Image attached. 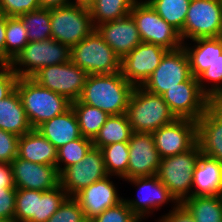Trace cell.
<instances>
[{"instance_id":"obj_1","label":"cell","mask_w":222,"mask_h":222,"mask_svg":"<svg viewBox=\"0 0 222 222\" xmlns=\"http://www.w3.org/2000/svg\"><path fill=\"white\" fill-rule=\"evenodd\" d=\"M134 88L121 71L88 75L78 100L109 115L125 114Z\"/></svg>"},{"instance_id":"obj_2","label":"cell","mask_w":222,"mask_h":222,"mask_svg":"<svg viewBox=\"0 0 222 222\" xmlns=\"http://www.w3.org/2000/svg\"><path fill=\"white\" fill-rule=\"evenodd\" d=\"M16 89L32 129L71 107V102L65 96L39 85L31 77L19 78Z\"/></svg>"},{"instance_id":"obj_3","label":"cell","mask_w":222,"mask_h":222,"mask_svg":"<svg viewBox=\"0 0 222 222\" xmlns=\"http://www.w3.org/2000/svg\"><path fill=\"white\" fill-rule=\"evenodd\" d=\"M126 114L134 133H153L177 119L161 95L142 86H135Z\"/></svg>"},{"instance_id":"obj_4","label":"cell","mask_w":222,"mask_h":222,"mask_svg":"<svg viewBox=\"0 0 222 222\" xmlns=\"http://www.w3.org/2000/svg\"><path fill=\"white\" fill-rule=\"evenodd\" d=\"M122 181L137 190L136 197H124L123 200L140 220L147 221L148 217L151 219L153 217V221H155L156 213L161 212V209H164L162 207L173 209L179 203L157 175Z\"/></svg>"},{"instance_id":"obj_5","label":"cell","mask_w":222,"mask_h":222,"mask_svg":"<svg viewBox=\"0 0 222 222\" xmlns=\"http://www.w3.org/2000/svg\"><path fill=\"white\" fill-rule=\"evenodd\" d=\"M70 61L88 75L114 74L121 71V58L103 40L96 29L70 48Z\"/></svg>"},{"instance_id":"obj_6","label":"cell","mask_w":222,"mask_h":222,"mask_svg":"<svg viewBox=\"0 0 222 222\" xmlns=\"http://www.w3.org/2000/svg\"><path fill=\"white\" fill-rule=\"evenodd\" d=\"M201 154L196 143L186 152L161 158L157 171L158 179L179 203L192 196L193 173Z\"/></svg>"},{"instance_id":"obj_7","label":"cell","mask_w":222,"mask_h":222,"mask_svg":"<svg viewBox=\"0 0 222 222\" xmlns=\"http://www.w3.org/2000/svg\"><path fill=\"white\" fill-rule=\"evenodd\" d=\"M70 61V48L50 38L43 41H30L10 68L19 78L32 77L41 68Z\"/></svg>"},{"instance_id":"obj_8","label":"cell","mask_w":222,"mask_h":222,"mask_svg":"<svg viewBox=\"0 0 222 222\" xmlns=\"http://www.w3.org/2000/svg\"><path fill=\"white\" fill-rule=\"evenodd\" d=\"M142 42L157 44L167 50L181 48L179 32L168 24L146 0H137L130 12Z\"/></svg>"},{"instance_id":"obj_9","label":"cell","mask_w":222,"mask_h":222,"mask_svg":"<svg viewBox=\"0 0 222 222\" xmlns=\"http://www.w3.org/2000/svg\"><path fill=\"white\" fill-rule=\"evenodd\" d=\"M50 25L51 38L69 48L95 29L89 9L75 5L50 9Z\"/></svg>"},{"instance_id":"obj_10","label":"cell","mask_w":222,"mask_h":222,"mask_svg":"<svg viewBox=\"0 0 222 222\" xmlns=\"http://www.w3.org/2000/svg\"><path fill=\"white\" fill-rule=\"evenodd\" d=\"M182 42L222 36V0H191L179 33Z\"/></svg>"},{"instance_id":"obj_11","label":"cell","mask_w":222,"mask_h":222,"mask_svg":"<svg viewBox=\"0 0 222 222\" xmlns=\"http://www.w3.org/2000/svg\"><path fill=\"white\" fill-rule=\"evenodd\" d=\"M87 76L84 70L68 61L41 68L31 78L39 85L73 102L80 98Z\"/></svg>"},{"instance_id":"obj_12","label":"cell","mask_w":222,"mask_h":222,"mask_svg":"<svg viewBox=\"0 0 222 222\" xmlns=\"http://www.w3.org/2000/svg\"><path fill=\"white\" fill-rule=\"evenodd\" d=\"M192 76L188 55L183 48L168 50L159 66L154 70L142 87L151 93L163 95Z\"/></svg>"},{"instance_id":"obj_13","label":"cell","mask_w":222,"mask_h":222,"mask_svg":"<svg viewBox=\"0 0 222 222\" xmlns=\"http://www.w3.org/2000/svg\"><path fill=\"white\" fill-rule=\"evenodd\" d=\"M162 97L177 119L196 122L210 104V99L202 92L197 78L193 76L169 89Z\"/></svg>"},{"instance_id":"obj_14","label":"cell","mask_w":222,"mask_h":222,"mask_svg":"<svg viewBox=\"0 0 222 222\" xmlns=\"http://www.w3.org/2000/svg\"><path fill=\"white\" fill-rule=\"evenodd\" d=\"M107 176L102 152L94 146L81 161L67 167L59 175L60 185L69 197H74L87 186Z\"/></svg>"},{"instance_id":"obj_15","label":"cell","mask_w":222,"mask_h":222,"mask_svg":"<svg viewBox=\"0 0 222 222\" xmlns=\"http://www.w3.org/2000/svg\"><path fill=\"white\" fill-rule=\"evenodd\" d=\"M115 179L123 180L109 175L92 183L74 196L83 210L87 222L123 201L124 196L119 192L121 187L117 185L119 181L116 182Z\"/></svg>"},{"instance_id":"obj_16","label":"cell","mask_w":222,"mask_h":222,"mask_svg":"<svg viewBox=\"0 0 222 222\" xmlns=\"http://www.w3.org/2000/svg\"><path fill=\"white\" fill-rule=\"evenodd\" d=\"M168 50L160 45L145 43L137 45L121 59V73L134 86H142L159 66Z\"/></svg>"},{"instance_id":"obj_17","label":"cell","mask_w":222,"mask_h":222,"mask_svg":"<svg viewBox=\"0 0 222 222\" xmlns=\"http://www.w3.org/2000/svg\"><path fill=\"white\" fill-rule=\"evenodd\" d=\"M161 158L188 151L197 143V122L176 119L152 133Z\"/></svg>"},{"instance_id":"obj_18","label":"cell","mask_w":222,"mask_h":222,"mask_svg":"<svg viewBox=\"0 0 222 222\" xmlns=\"http://www.w3.org/2000/svg\"><path fill=\"white\" fill-rule=\"evenodd\" d=\"M127 179L157 175L161 157L152 133H132L129 140Z\"/></svg>"},{"instance_id":"obj_19","label":"cell","mask_w":222,"mask_h":222,"mask_svg":"<svg viewBox=\"0 0 222 222\" xmlns=\"http://www.w3.org/2000/svg\"><path fill=\"white\" fill-rule=\"evenodd\" d=\"M10 164L18 189L47 191L60 184L59 173L54 165L36 164L19 157H15Z\"/></svg>"},{"instance_id":"obj_20","label":"cell","mask_w":222,"mask_h":222,"mask_svg":"<svg viewBox=\"0 0 222 222\" xmlns=\"http://www.w3.org/2000/svg\"><path fill=\"white\" fill-rule=\"evenodd\" d=\"M95 29L121 59L142 43L136 23L130 14L121 19L104 22Z\"/></svg>"},{"instance_id":"obj_21","label":"cell","mask_w":222,"mask_h":222,"mask_svg":"<svg viewBox=\"0 0 222 222\" xmlns=\"http://www.w3.org/2000/svg\"><path fill=\"white\" fill-rule=\"evenodd\" d=\"M197 143L203 155L222 163V113L211 104L197 121Z\"/></svg>"},{"instance_id":"obj_22","label":"cell","mask_w":222,"mask_h":222,"mask_svg":"<svg viewBox=\"0 0 222 222\" xmlns=\"http://www.w3.org/2000/svg\"><path fill=\"white\" fill-rule=\"evenodd\" d=\"M56 149L81 137L77 117L70 107L63 114L55 116L36 129Z\"/></svg>"},{"instance_id":"obj_23","label":"cell","mask_w":222,"mask_h":222,"mask_svg":"<svg viewBox=\"0 0 222 222\" xmlns=\"http://www.w3.org/2000/svg\"><path fill=\"white\" fill-rule=\"evenodd\" d=\"M221 190L222 163L201 154L193 173L192 196L220 195Z\"/></svg>"},{"instance_id":"obj_24","label":"cell","mask_w":222,"mask_h":222,"mask_svg":"<svg viewBox=\"0 0 222 222\" xmlns=\"http://www.w3.org/2000/svg\"><path fill=\"white\" fill-rule=\"evenodd\" d=\"M193 77H198L207 70L211 64L222 55V37L198 38L183 42Z\"/></svg>"},{"instance_id":"obj_25","label":"cell","mask_w":222,"mask_h":222,"mask_svg":"<svg viewBox=\"0 0 222 222\" xmlns=\"http://www.w3.org/2000/svg\"><path fill=\"white\" fill-rule=\"evenodd\" d=\"M17 157L36 164L56 166L57 149L38 131L32 129L19 137Z\"/></svg>"},{"instance_id":"obj_26","label":"cell","mask_w":222,"mask_h":222,"mask_svg":"<svg viewBox=\"0 0 222 222\" xmlns=\"http://www.w3.org/2000/svg\"><path fill=\"white\" fill-rule=\"evenodd\" d=\"M0 129L18 137L32 130L17 89L0 101Z\"/></svg>"},{"instance_id":"obj_27","label":"cell","mask_w":222,"mask_h":222,"mask_svg":"<svg viewBox=\"0 0 222 222\" xmlns=\"http://www.w3.org/2000/svg\"><path fill=\"white\" fill-rule=\"evenodd\" d=\"M132 133L126 113L110 115L99 133L92 140L93 146L100 149L113 143H128Z\"/></svg>"},{"instance_id":"obj_28","label":"cell","mask_w":222,"mask_h":222,"mask_svg":"<svg viewBox=\"0 0 222 222\" xmlns=\"http://www.w3.org/2000/svg\"><path fill=\"white\" fill-rule=\"evenodd\" d=\"M181 203L192 214L195 222H222L220 195L190 196Z\"/></svg>"},{"instance_id":"obj_29","label":"cell","mask_w":222,"mask_h":222,"mask_svg":"<svg viewBox=\"0 0 222 222\" xmlns=\"http://www.w3.org/2000/svg\"><path fill=\"white\" fill-rule=\"evenodd\" d=\"M71 107L77 117L81 136L94 139L101 127L110 116L105 111L80 102H71Z\"/></svg>"},{"instance_id":"obj_30","label":"cell","mask_w":222,"mask_h":222,"mask_svg":"<svg viewBox=\"0 0 222 222\" xmlns=\"http://www.w3.org/2000/svg\"><path fill=\"white\" fill-rule=\"evenodd\" d=\"M137 0H95L89 8L94 27L128 16Z\"/></svg>"},{"instance_id":"obj_31","label":"cell","mask_w":222,"mask_h":222,"mask_svg":"<svg viewBox=\"0 0 222 222\" xmlns=\"http://www.w3.org/2000/svg\"><path fill=\"white\" fill-rule=\"evenodd\" d=\"M29 43L27 30L18 17L6 16L5 32V67H10L12 61Z\"/></svg>"},{"instance_id":"obj_32","label":"cell","mask_w":222,"mask_h":222,"mask_svg":"<svg viewBox=\"0 0 222 222\" xmlns=\"http://www.w3.org/2000/svg\"><path fill=\"white\" fill-rule=\"evenodd\" d=\"M108 175L127 180L129 143L118 142L100 148Z\"/></svg>"},{"instance_id":"obj_33","label":"cell","mask_w":222,"mask_h":222,"mask_svg":"<svg viewBox=\"0 0 222 222\" xmlns=\"http://www.w3.org/2000/svg\"><path fill=\"white\" fill-rule=\"evenodd\" d=\"M179 33L184 27L191 0H146Z\"/></svg>"},{"instance_id":"obj_34","label":"cell","mask_w":222,"mask_h":222,"mask_svg":"<svg viewBox=\"0 0 222 222\" xmlns=\"http://www.w3.org/2000/svg\"><path fill=\"white\" fill-rule=\"evenodd\" d=\"M27 30L28 41H43L51 38L50 9L40 8L18 17Z\"/></svg>"},{"instance_id":"obj_35","label":"cell","mask_w":222,"mask_h":222,"mask_svg":"<svg viewBox=\"0 0 222 222\" xmlns=\"http://www.w3.org/2000/svg\"><path fill=\"white\" fill-rule=\"evenodd\" d=\"M93 147L92 139L81 136L57 149L56 169L59 175L69 166L81 161Z\"/></svg>"},{"instance_id":"obj_36","label":"cell","mask_w":222,"mask_h":222,"mask_svg":"<svg viewBox=\"0 0 222 222\" xmlns=\"http://www.w3.org/2000/svg\"><path fill=\"white\" fill-rule=\"evenodd\" d=\"M43 191L16 188L14 222H31L37 214L38 198Z\"/></svg>"},{"instance_id":"obj_37","label":"cell","mask_w":222,"mask_h":222,"mask_svg":"<svg viewBox=\"0 0 222 222\" xmlns=\"http://www.w3.org/2000/svg\"><path fill=\"white\" fill-rule=\"evenodd\" d=\"M68 197L59 184L52 190L43 191L38 198L37 214L31 222H46Z\"/></svg>"},{"instance_id":"obj_38","label":"cell","mask_w":222,"mask_h":222,"mask_svg":"<svg viewBox=\"0 0 222 222\" xmlns=\"http://www.w3.org/2000/svg\"><path fill=\"white\" fill-rule=\"evenodd\" d=\"M200 89L212 99L222 90V55L211 66L197 77Z\"/></svg>"},{"instance_id":"obj_39","label":"cell","mask_w":222,"mask_h":222,"mask_svg":"<svg viewBox=\"0 0 222 222\" xmlns=\"http://www.w3.org/2000/svg\"><path fill=\"white\" fill-rule=\"evenodd\" d=\"M46 222H87L83 210L74 197H67L60 208Z\"/></svg>"},{"instance_id":"obj_40","label":"cell","mask_w":222,"mask_h":222,"mask_svg":"<svg viewBox=\"0 0 222 222\" xmlns=\"http://www.w3.org/2000/svg\"><path fill=\"white\" fill-rule=\"evenodd\" d=\"M140 219L123 200L114 207L106 209L89 222H139Z\"/></svg>"},{"instance_id":"obj_41","label":"cell","mask_w":222,"mask_h":222,"mask_svg":"<svg viewBox=\"0 0 222 222\" xmlns=\"http://www.w3.org/2000/svg\"><path fill=\"white\" fill-rule=\"evenodd\" d=\"M38 9V0H0V13L7 17H19Z\"/></svg>"},{"instance_id":"obj_42","label":"cell","mask_w":222,"mask_h":222,"mask_svg":"<svg viewBox=\"0 0 222 222\" xmlns=\"http://www.w3.org/2000/svg\"><path fill=\"white\" fill-rule=\"evenodd\" d=\"M19 154V137L0 129V162L11 163Z\"/></svg>"},{"instance_id":"obj_43","label":"cell","mask_w":222,"mask_h":222,"mask_svg":"<svg viewBox=\"0 0 222 222\" xmlns=\"http://www.w3.org/2000/svg\"><path fill=\"white\" fill-rule=\"evenodd\" d=\"M16 188H0V220L14 222Z\"/></svg>"},{"instance_id":"obj_44","label":"cell","mask_w":222,"mask_h":222,"mask_svg":"<svg viewBox=\"0 0 222 222\" xmlns=\"http://www.w3.org/2000/svg\"><path fill=\"white\" fill-rule=\"evenodd\" d=\"M161 214V216L157 215L156 222H195L192 214L182 203H178L173 209H167Z\"/></svg>"},{"instance_id":"obj_45","label":"cell","mask_w":222,"mask_h":222,"mask_svg":"<svg viewBox=\"0 0 222 222\" xmlns=\"http://www.w3.org/2000/svg\"><path fill=\"white\" fill-rule=\"evenodd\" d=\"M19 77L10 67H0V101L15 89Z\"/></svg>"},{"instance_id":"obj_46","label":"cell","mask_w":222,"mask_h":222,"mask_svg":"<svg viewBox=\"0 0 222 222\" xmlns=\"http://www.w3.org/2000/svg\"><path fill=\"white\" fill-rule=\"evenodd\" d=\"M0 188H16L10 163L0 162Z\"/></svg>"},{"instance_id":"obj_47","label":"cell","mask_w":222,"mask_h":222,"mask_svg":"<svg viewBox=\"0 0 222 222\" xmlns=\"http://www.w3.org/2000/svg\"><path fill=\"white\" fill-rule=\"evenodd\" d=\"M6 16L0 13V67H5Z\"/></svg>"},{"instance_id":"obj_48","label":"cell","mask_w":222,"mask_h":222,"mask_svg":"<svg viewBox=\"0 0 222 222\" xmlns=\"http://www.w3.org/2000/svg\"><path fill=\"white\" fill-rule=\"evenodd\" d=\"M40 8L53 9L70 5V0H38Z\"/></svg>"},{"instance_id":"obj_49","label":"cell","mask_w":222,"mask_h":222,"mask_svg":"<svg viewBox=\"0 0 222 222\" xmlns=\"http://www.w3.org/2000/svg\"><path fill=\"white\" fill-rule=\"evenodd\" d=\"M210 104L220 113H222V90H220L212 99Z\"/></svg>"},{"instance_id":"obj_50","label":"cell","mask_w":222,"mask_h":222,"mask_svg":"<svg viewBox=\"0 0 222 222\" xmlns=\"http://www.w3.org/2000/svg\"><path fill=\"white\" fill-rule=\"evenodd\" d=\"M95 0H70V5L89 9Z\"/></svg>"}]
</instances>
